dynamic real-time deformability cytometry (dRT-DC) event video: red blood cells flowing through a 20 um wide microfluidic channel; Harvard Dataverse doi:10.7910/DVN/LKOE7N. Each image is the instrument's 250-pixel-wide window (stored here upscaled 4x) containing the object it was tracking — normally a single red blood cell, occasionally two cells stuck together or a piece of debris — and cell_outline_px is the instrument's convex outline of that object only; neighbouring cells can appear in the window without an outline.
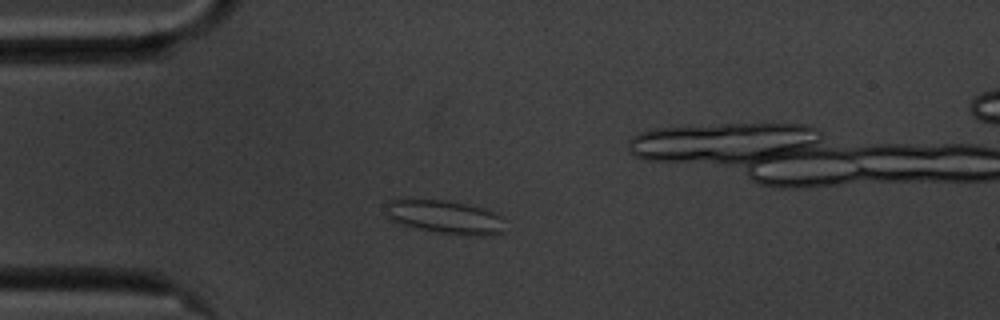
{"species": "common noctule bat (a hibernating species)", "species_latin": "Nyctalus noctula", "temperature_condition": "cold", "stored_images_in_passage": 54, "camera_frame_rate_fps": 3000, "um_per_image_px": 0.085, "animal": {"sex": "male", "body_mass_g": 20.1, "forearm_length_mm": 53.5}, "frame": {"image": 1, "passage_image": 11, "time_ms": 3.333, "image_size_px": [1000, 320], "cell_outline_px": [[504, 232], [480, 236], [440, 232], [400, 224], [384, 216], [384, 204], [388, 200], [400, 196], [440, 200], [464, 204], [480, 208], [492, 212], [500, 216]], "centroid_in_image_um": [37.63, 18.39], "position_along_channel_um": 47.4, "area_um2": 23.41}}
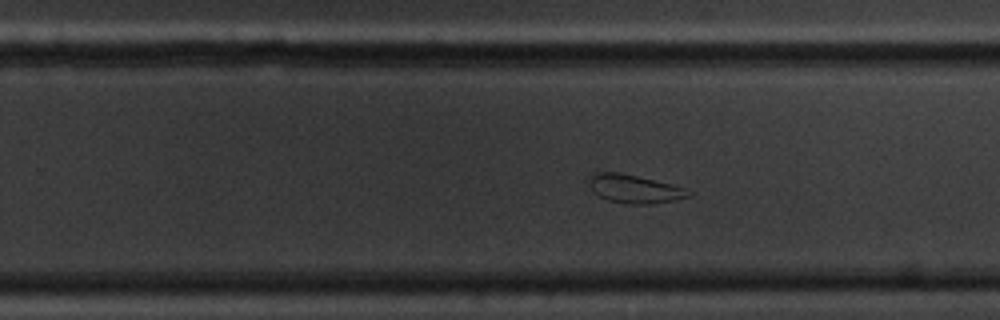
{"frame": {"image": 2, "passage_image": 32, "time_ms": 10.333, "image_size_px": [1000, 320], "cell_outline_px": [[692, 192], [688, 196], [672, 200], [648, 204], [624, 204], [608, 200], [592, 192], [584, 180], [592, 172], [620, 172], [672, 184], [684, 188]], "centroid_in_image_um": [53.79, 16.03], "position_along_channel_um": 276.0, "area_um2": 16.7}}
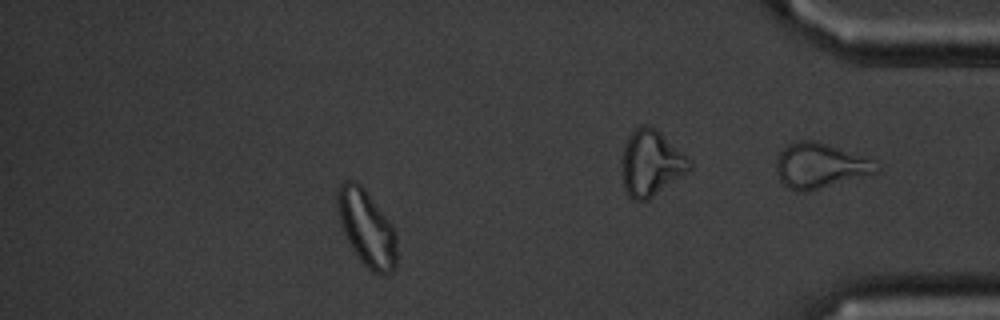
{"frame": {"image": 3, "passage_image": 47, "time_ms": 15.333, "image_size_px": [1000, 320], "cell_outline_px": [[396, 264], [392, 272], [384, 276], [380, 276], [372, 272], [360, 260], [352, 248], [344, 232], [340, 220], [336, 204], [336, 188], [344, 180], [352, 180], [360, 184], [364, 188], [392, 224], [396, 232]], "centroid_in_image_um": [31.17, 19.38], "position_along_channel_um": 404.0, "area_um2": 26.47}, "authors_computed_cell_mechanics": {"area_um2": 22.9755, "velocity_mm_per_s": 3.4805, "shape_relaxation_time_tau1_ms": null, "shape_relaxation_time_tau2_ms": 2.2834, "deformation_change_tau1": null, "deformation_change_tau2": 0.073}}